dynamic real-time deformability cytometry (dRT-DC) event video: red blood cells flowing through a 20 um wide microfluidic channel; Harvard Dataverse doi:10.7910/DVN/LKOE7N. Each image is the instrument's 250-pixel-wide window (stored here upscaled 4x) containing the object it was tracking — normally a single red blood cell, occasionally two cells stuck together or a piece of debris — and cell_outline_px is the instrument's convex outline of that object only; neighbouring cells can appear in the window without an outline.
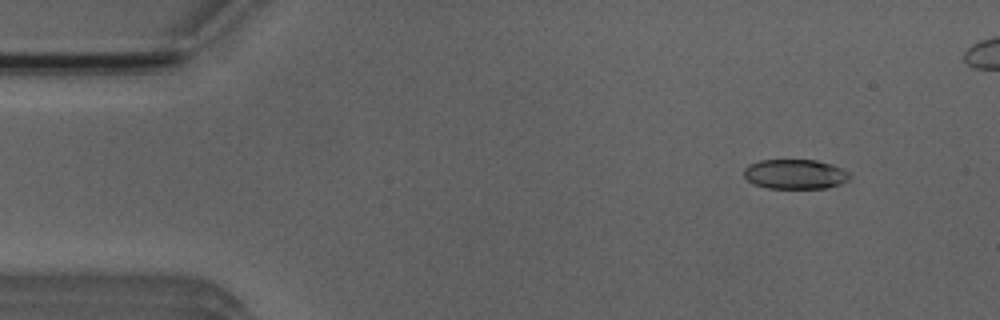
{"species": "Egyptian fruit bat (a non-hibernating species)", "species_latin": "Rousettus aegyptiacus", "temperature_condition": "room temperature", "stored_images_in_passage": 5, "camera_frame_rate_fps": 3000, "um_per_image_px": 0.085, "animal": {"sex": "male"}, "frame": {"image": 1, "passage_image": 2, "time_ms": 1.0, "image_size_px": [1000, 320], "cell_outline_px": [[852, 176], [848, 180], [840, 184], [828, 188], [768, 188], [752, 184], [744, 176], [744, 168], [748, 164], [760, 160], [816, 160], [832, 164], [848, 172]], "centroid_in_image_um": [67.57, 14.8], "position_along_channel_um": 17.4, "area_um2": 18.44}}